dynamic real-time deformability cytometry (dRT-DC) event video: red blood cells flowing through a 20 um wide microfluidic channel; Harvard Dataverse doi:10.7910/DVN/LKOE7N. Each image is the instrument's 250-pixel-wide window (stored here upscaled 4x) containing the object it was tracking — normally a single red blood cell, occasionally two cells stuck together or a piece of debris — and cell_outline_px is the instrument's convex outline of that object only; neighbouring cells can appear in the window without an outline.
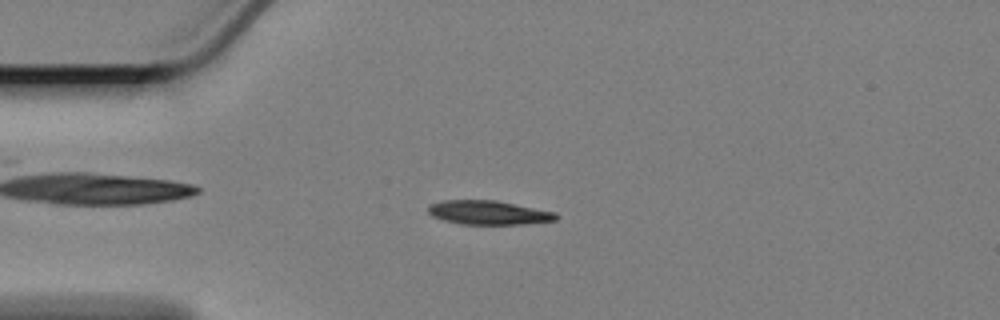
{"species": "Egyptian fruit bat (a non-hibernating species)", "species_latin": "Rousettus aegyptiacus", "temperature_condition": "cold", "stored_images_in_passage": 49, "camera_frame_rate_fps": 3000, "um_per_image_px": 0.085, "animal": {"sex": "female"}, "frame": {"image": 1, "passage_image": 4, "time_ms": 1.0, "image_size_px": [1000, 320], "cell_outline_px": [[560, 216], [556, 220], [524, 224], [464, 224], [444, 220], [432, 216], [428, 212], [428, 204], [440, 200], [496, 200], [556, 212]], "centroid_in_image_um": [41.52, 18.06], "position_along_channel_um": 43.5, "area_um2": 17.98}}
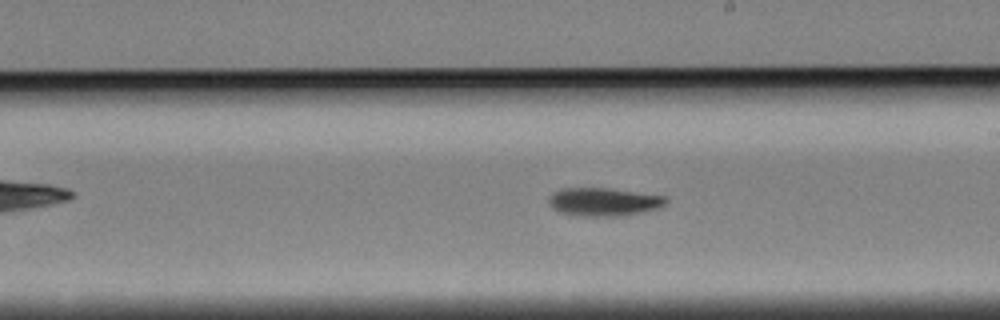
{"frame": {"image": 2, "passage_image": 23, "time_ms": 7.333, "image_size_px": [1000, 320], "cell_outline_px": [[668, 200], [664, 204], [656, 208], [640, 212], [616, 216], [592, 216], [560, 212], [552, 208], [548, 204], [548, 196], [552, 192], [560, 188], [608, 188], [664, 196]], "centroid_in_image_um": [51.24, 17.13], "position_along_channel_um": 237.8, "area_um2": 18.96}}
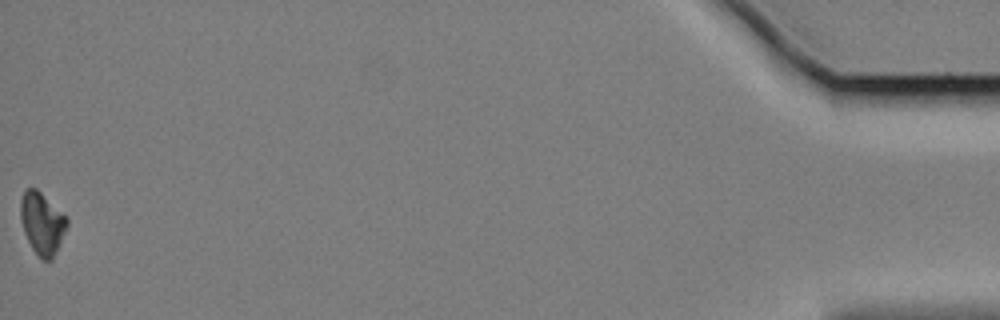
{"frame": {"image": 3, "passage_image": 49, "time_ms": 16.0, "image_size_px": [1000, 320], "cell_outline_px": [[68, 224], [60, 244], [52, 260], [44, 260], [32, 248], [24, 232], [20, 220], [20, 200], [24, 192], [28, 188], [36, 188], [68, 220]], "centroid_in_image_um": [3.56, 18.99], "position_along_channel_um": 431.6, "area_um2": 16.36}, "authors_computed_cell_mechanics": {"area_um2": 18.3226, "velocity_mm_per_s": 3.3509, "shape_relaxation_time_tau1_ms": 3.4881, "shape_relaxation_time_tau2_ms": null, "deformation_change_tau1": 0.109, "deformation_change_tau2": null}}